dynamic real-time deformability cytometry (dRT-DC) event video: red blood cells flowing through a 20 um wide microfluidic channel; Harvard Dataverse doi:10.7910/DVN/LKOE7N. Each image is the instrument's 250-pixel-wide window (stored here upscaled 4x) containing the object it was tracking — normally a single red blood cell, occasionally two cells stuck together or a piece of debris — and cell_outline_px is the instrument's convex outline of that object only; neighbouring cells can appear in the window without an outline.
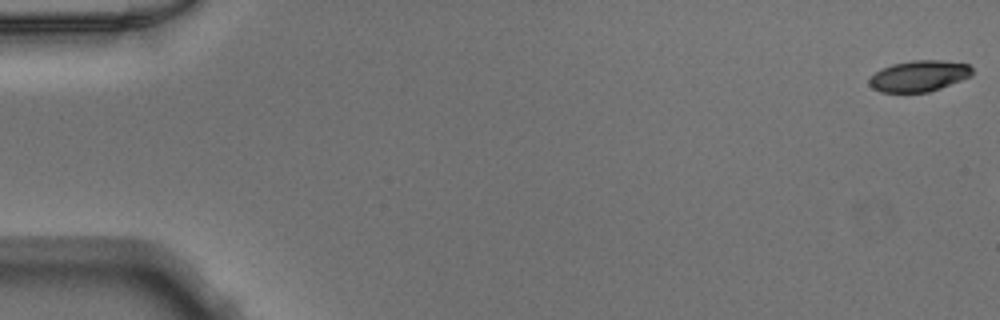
{"species": "Egyptian fruit bat (a non-hibernating species)", "species_latin": "Rousettus aegyptiacus", "temperature_condition": "warm", "stored_images_in_passage": 7, "camera_frame_rate_fps": 3000, "um_per_image_px": 0.085, "animal": {"sex": "male"}, "frame": {"image": 1, "passage_image": 1, "time_ms": 0.0, "image_size_px": [1000, 320], "cell_outline_px": [[972, 76], [940, 88], [928, 92], [880, 92], [872, 88], [868, 84], [868, 80], [876, 72], [892, 64], [912, 60], [944, 60], [968, 64], [972, 68]], "centroid_in_image_um": [78.12, 6.46], "position_along_channel_um": 6.9, "area_um2": 18.61}}